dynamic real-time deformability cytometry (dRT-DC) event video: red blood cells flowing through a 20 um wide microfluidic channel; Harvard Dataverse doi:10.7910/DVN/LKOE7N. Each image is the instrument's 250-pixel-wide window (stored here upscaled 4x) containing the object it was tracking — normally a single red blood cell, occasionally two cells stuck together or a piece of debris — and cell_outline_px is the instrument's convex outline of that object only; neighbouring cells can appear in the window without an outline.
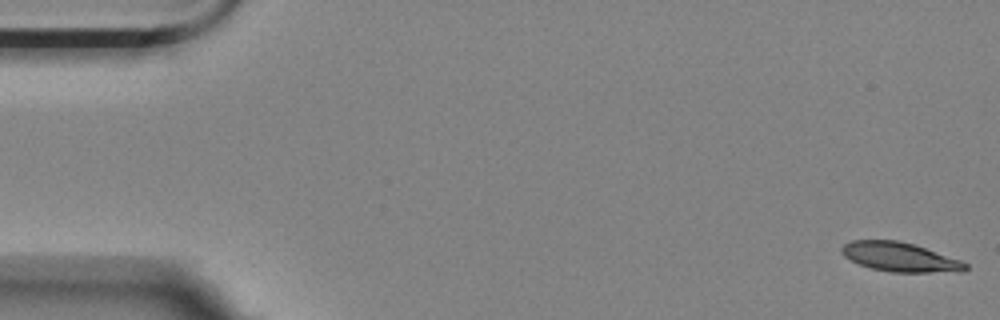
{"species": "Egyptian fruit bat (a non-hibernating species)", "species_latin": "Rousettus aegyptiacus", "temperature_condition": "room temperature", "stored_images_in_passage": 58, "camera_frame_rate_fps": 3000, "um_per_image_px": 0.085, "animal": {"sex": "female"}, "frame": {"image": 1, "passage_image": 1, "time_ms": 0.0, "image_size_px": [1000, 320], "cell_outline_px": [[968, 268], [964, 272], [892, 272], [872, 268], [860, 264], [844, 256], [840, 252], [840, 248], [844, 244], [852, 240], [896, 240], [912, 244], [960, 260], [968, 264]], "centroid_in_image_um": [76.49, 21.85], "position_along_channel_um": 8.5, "area_um2": 20.87}}
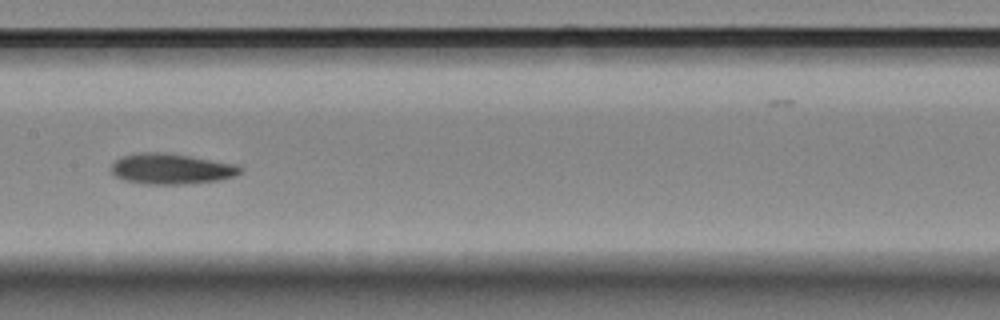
{"frame": {"image": 2, "passage_image": 28, "time_ms": 9.0, "image_size_px": [1000, 320], "cell_outline_px": [[244, 168], [240, 172], [232, 176], [216, 180], [184, 184], [144, 184], [124, 180], [116, 176], [112, 172], [112, 164], [120, 156], [140, 152], [164, 152], [236, 164]], "centroid_in_image_um": [14.51, 14.34], "position_along_channel_um": 192.9, "area_um2": 22.77}}
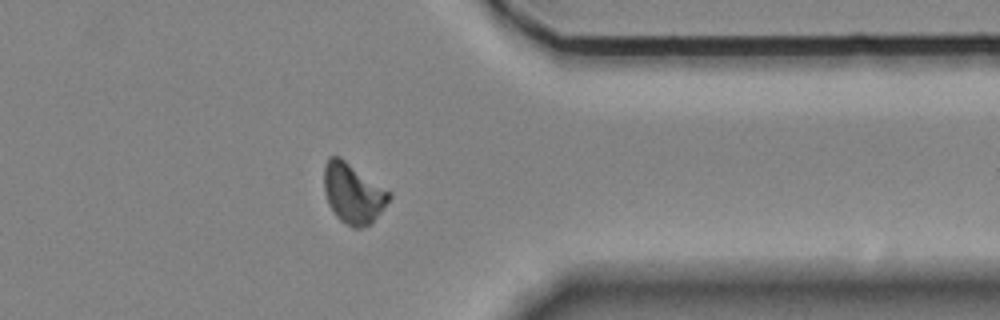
{"frame": {"image": 3, "passage_image": 45, "time_ms": 14.667, "image_size_px": [1000, 320], "cell_outline_px": [[392, 196], [372, 224], [360, 228], [352, 228], [344, 224], [336, 216], [328, 204], [324, 192], [324, 164], [328, 156], [340, 156], [392, 192]], "centroid_in_image_um": [30.01, 16.43], "position_along_channel_um": 381.4, "area_um2": 23.24}, "authors_computed_cell_mechanics": {"area_um2": 21.964, "velocity_mm_per_s": 3.4949, "shape_relaxation_time_tau1_ms": 5.3888, "shape_relaxation_time_tau2_ms": 4.397, "deformation_change_tau1": 0.1609, "deformation_change_tau2": 0.0974}}